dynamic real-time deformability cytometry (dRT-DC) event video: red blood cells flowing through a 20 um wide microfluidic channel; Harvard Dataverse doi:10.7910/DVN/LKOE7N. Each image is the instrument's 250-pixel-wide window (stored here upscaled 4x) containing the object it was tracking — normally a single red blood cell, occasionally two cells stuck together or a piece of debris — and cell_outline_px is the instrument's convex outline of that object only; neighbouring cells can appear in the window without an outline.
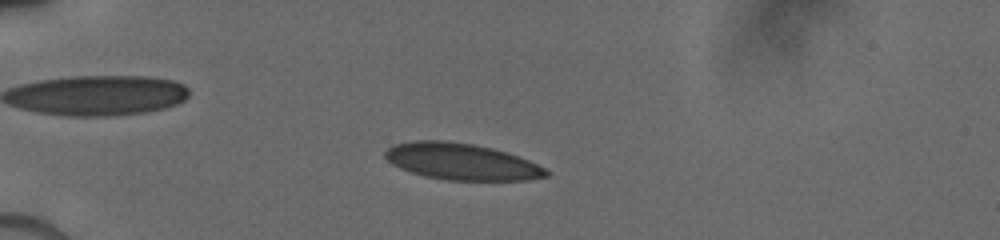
{"species": "human", "species_latin": "Homo sapiens", "temperature_condition": "cold", "stored_images_in_passage": 27, "camera_frame_rate_fps": 3000, "um_per_image_px": 0.085, "donor": {"sex": "male"}, "frame": {"image": 1, "passage_image": 5, "time_ms": 2.333, "image_size_px": [1000, 240], "cell_outline_px": [[548, 176], [528, 180], [444, 180], [424, 176], [400, 168], [392, 164], [384, 156], [384, 152], [392, 144], [412, 140], [440, 140], [472, 144], [492, 148], [528, 160], [544, 168], [548, 172]], "centroid_in_image_um": [39.17, 13.73], "position_along_channel_um": 45.8, "area_um2": 34.1}}
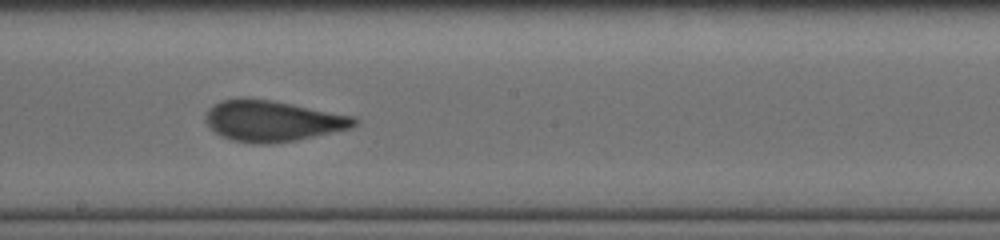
{"frame": {"image": 2, "passage_image": 14, "time_ms": 7.667, "image_size_px": [1000, 240], "cell_outline_px": [[356, 124], [352, 128], [296, 140], [272, 144], [256, 144], [232, 140], [220, 136], [204, 120], [204, 116], [208, 108], [212, 104], [220, 100], [268, 100], [352, 116], [356, 120]], "centroid_in_image_um": [23.12, 10.31], "position_along_channel_um": 225.1, "area_um2": 34.68}}
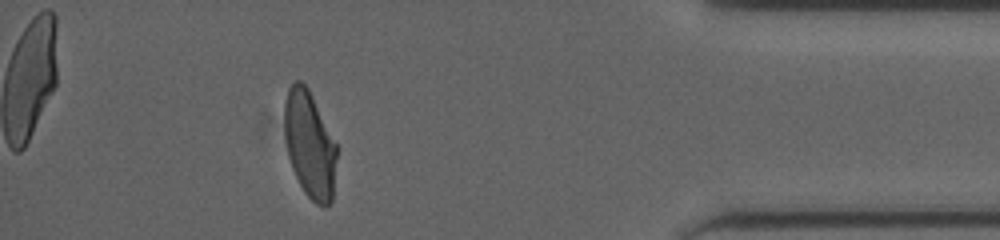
{"frame": {"image": 3, "passage_image": 24, "time_ms": 13.0, "image_size_px": [1000, 240], "cell_outline_px": [[336, 156], [332, 200], [324, 208], [316, 204], [304, 192], [292, 168], [288, 156], [284, 136], [284, 100], [288, 88], [296, 80], [300, 80], [308, 88], [336, 144]], "centroid_in_image_um": [26.29, 12.28], "position_along_channel_um": 408.9, "area_um2": 32.31}}